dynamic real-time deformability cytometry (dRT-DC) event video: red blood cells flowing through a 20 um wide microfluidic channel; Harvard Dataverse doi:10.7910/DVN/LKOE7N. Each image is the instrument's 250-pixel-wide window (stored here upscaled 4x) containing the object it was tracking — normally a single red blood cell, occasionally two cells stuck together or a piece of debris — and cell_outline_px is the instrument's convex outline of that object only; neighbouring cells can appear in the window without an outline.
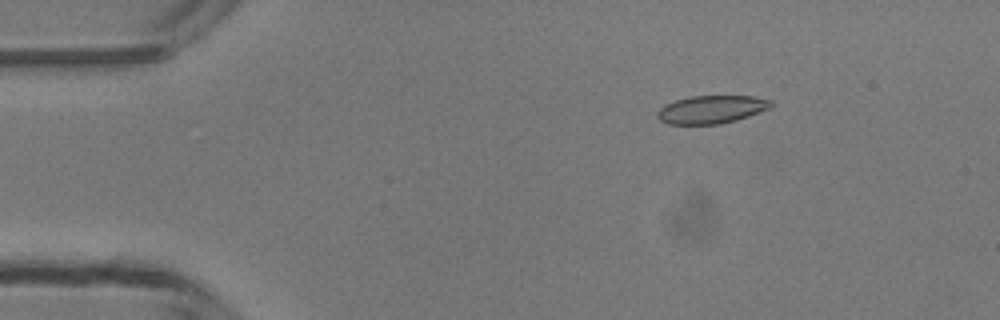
{"species": "common noctule bat (a hibernating species)", "species_latin": "Nyctalus noctula", "temperature_condition": "room temperature", "stored_images_in_passage": 47, "camera_frame_rate_fps": 3000, "um_per_image_px": 0.085, "animal": {"sex": "male", "body_mass_g": 13.3}, "frame": {"image": 1, "passage_image": 6, "time_ms": 1.667, "image_size_px": [1000, 320], "cell_outline_px": [[772, 104], [768, 108], [748, 116], [736, 120], [720, 124], [668, 124], [660, 120], [656, 116], [656, 112], [664, 104], [676, 100], [692, 96], [752, 96], [772, 100]], "centroid_in_image_um": [60.43, 9.3], "position_along_channel_um": 24.6, "area_um2": 18.44}}
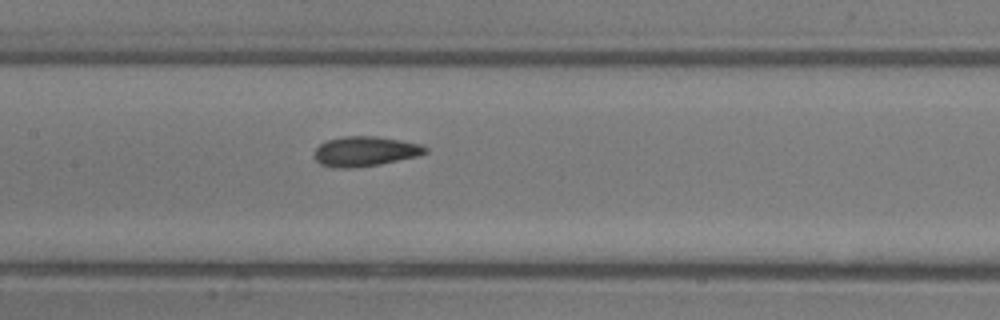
{"frame": {"image": 2, "passage_image": 22, "time_ms": 7.0, "image_size_px": [1000, 320], "cell_outline_px": [[428, 152], [420, 156], [380, 164], [352, 168], [332, 168], [320, 164], [312, 156], [316, 148], [320, 144], [328, 140], [344, 136], [380, 136], [420, 144], [428, 148]], "centroid_in_image_um": [31.03, 12.87], "position_along_channel_um": 176.4, "area_um2": 19.59}}
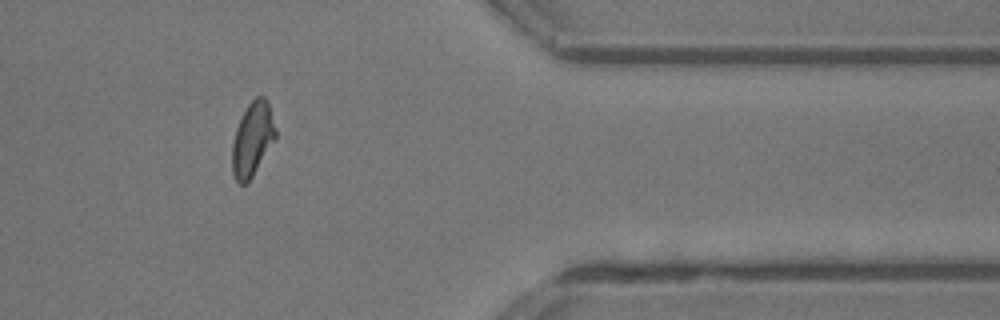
{"frame": {"image": 3, "passage_image": 39, "time_ms": 12.667, "image_size_px": [1000, 320], "cell_outline_px": [[276, 136], [252, 176], [244, 184], [240, 184], [236, 180], [232, 172], [232, 144], [236, 128], [248, 104], [256, 96], [264, 96], [268, 104], [276, 128]], "centroid_in_image_um": [21.44, 11.81], "position_along_channel_um": 390.0, "area_um2": 18.21}}